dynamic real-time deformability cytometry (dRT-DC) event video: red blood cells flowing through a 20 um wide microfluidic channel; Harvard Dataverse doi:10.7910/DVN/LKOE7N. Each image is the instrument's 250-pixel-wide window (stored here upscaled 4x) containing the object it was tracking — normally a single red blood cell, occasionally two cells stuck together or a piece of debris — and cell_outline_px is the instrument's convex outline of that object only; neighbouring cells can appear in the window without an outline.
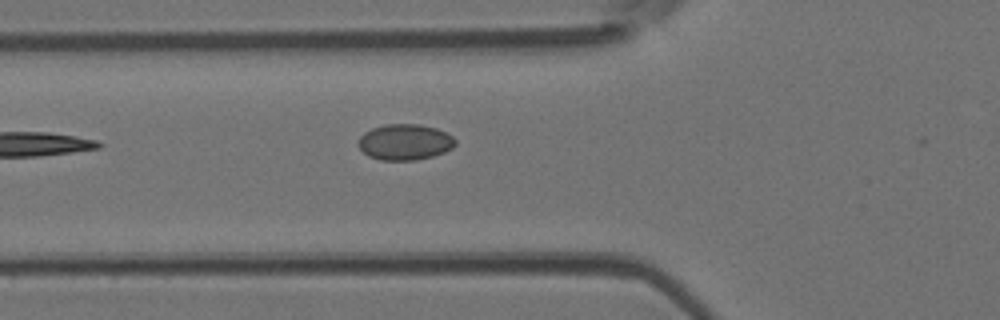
{"species": "Egyptian fruit bat (a non-hibernating species)", "species_latin": "Rousettus aegyptiacus", "temperature_condition": "room temperature", "stored_images_in_passage": 2, "camera_frame_rate_fps": 3000, "um_per_image_px": 0.085, "animal": {"sex": "female"}, "frame": {"image": 1, "passage_image": 2, "time_ms": 0.333, "image_size_px": [1000, 320], "cell_outline_px": [[456, 144], [452, 148], [444, 152], [432, 156], [416, 160], [380, 160], [368, 156], [356, 144], [360, 136], [364, 132], [372, 128], [384, 124], [420, 124], [436, 128], [452, 136], [456, 140]], "centroid_in_image_um": [34.39, 12.07], "position_along_channel_um": 91.4, "area_um2": 20.4}}